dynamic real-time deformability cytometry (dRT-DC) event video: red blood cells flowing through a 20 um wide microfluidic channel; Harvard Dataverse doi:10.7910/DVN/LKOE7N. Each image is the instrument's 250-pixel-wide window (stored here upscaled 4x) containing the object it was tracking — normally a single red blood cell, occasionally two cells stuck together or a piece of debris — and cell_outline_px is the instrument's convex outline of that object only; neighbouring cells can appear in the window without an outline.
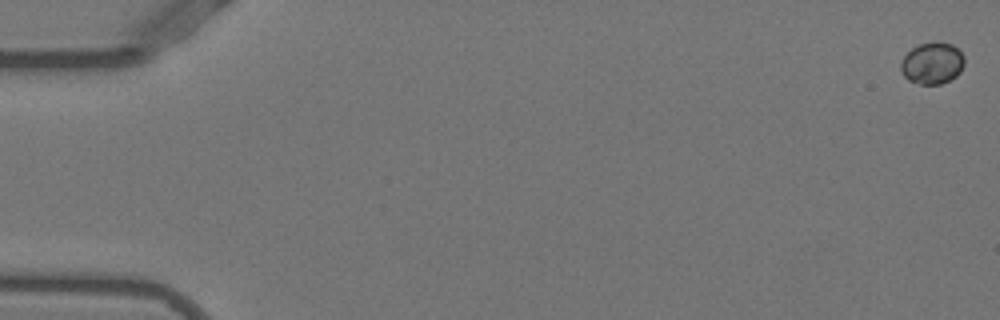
{"species": "Egyptian fruit bat (a non-hibernating species)", "species_latin": "Rousettus aegyptiacus", "temperature_condition": "warm", "stored_images_in_passage": 27, "camera_frame_rate_fps": 3000, "um_per_image_px": 0.085, "animal": {"sex": "female"}, "frame": {"image": 1, "passage_image": 1, "time_ms": 0.0, "image_size_px": [1000, 320], "cell_outline_px": [[964, 64], [960, 72], [956, 76], [940, 84], [920, 84], [908, 80], [904, 76], [900, 68], [900, 64], [904, 56], [912, 48], [920, 44], [932, 40], [936, 40], [952, 44], [964, 56]], "centroid_in_image_um": [79.24, 5.35], "position_along_channel_um": 5.8, "area_um2": 15.55}}
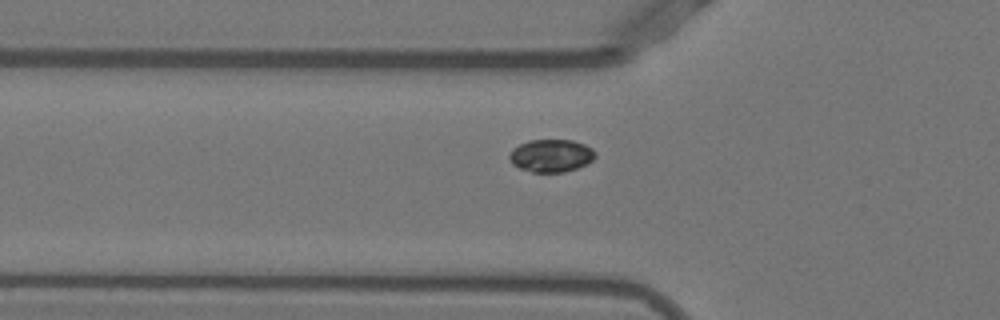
{"frame": {"image": 2, "passage_image": 19, "time_ms": 6.0, "image_size_px": [1000, 320], "cell_outline_px": [[596, 156], [592, 160], [576, 168], [564, 172], [532, 172], [520, 168], [512, 164], [508, 156], [512, 148], [528, 140], [572, 140], [584, 144], [592, 148], [596, 152]], "centroid_in_image_um": [46.83, 13.22], "position_along_channel_um": 79.0, "area_um2": 16.36}}
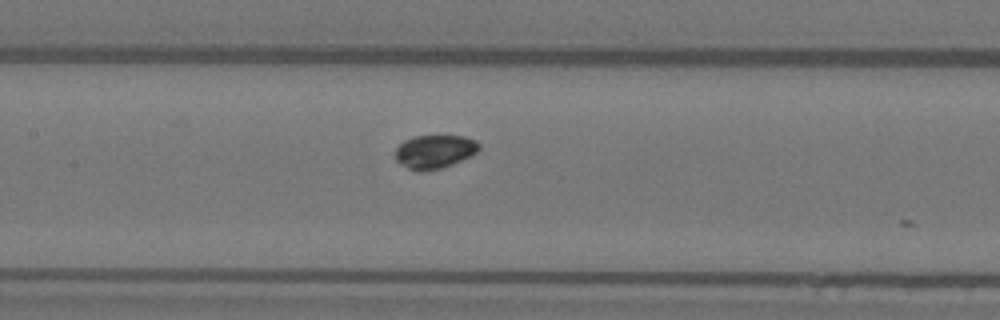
{"frame": {"image": 3, "passage_image": 26, "time_ms": 8.333, "image_size_px": [1000, 320], "cell_outline_px": [[480, 148], [472, 156], [452, 164], [440, 168], [408, 168], [400, 164], [396, 160], [396, 148], [404, 140], [416, 136], [464, 136], [476, 140], [480, 144]], "centroid_in_image_um": [36.99, 12.84], "position_along_channel_um": 170.4, "area_um2": 15.9}}